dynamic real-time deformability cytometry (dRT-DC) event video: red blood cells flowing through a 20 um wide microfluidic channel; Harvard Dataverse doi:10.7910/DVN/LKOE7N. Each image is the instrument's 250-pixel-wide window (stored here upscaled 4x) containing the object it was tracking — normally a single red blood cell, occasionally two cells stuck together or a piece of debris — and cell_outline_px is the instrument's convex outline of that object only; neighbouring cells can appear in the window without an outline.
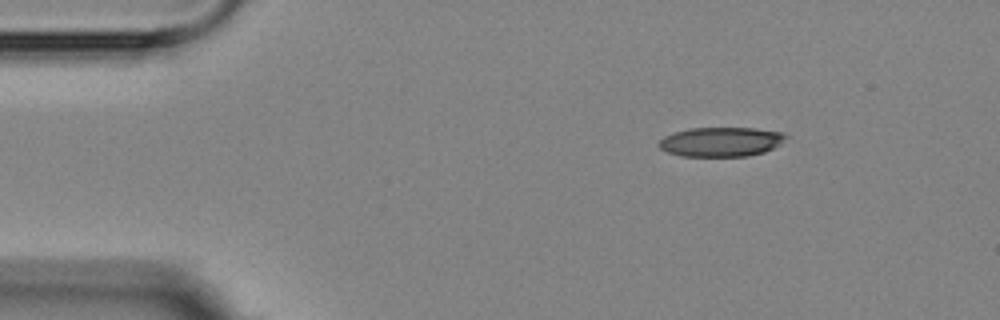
{"species": "Egyptian fruit bat (a non-hibernating species)", "species_latin": "Rousettus aegyptiacus", "temperature_condition": "room temperature", "stored_images_in_passage": 3, "camera_frame_rate_fps": 3000, "um_per_image_px": 0.085, "animal": {"sex": "female"}, "frame": {"image": 1, "passage_image": 1, "time_ms": 0.0, "image_size_px": [1000, 320], "cell_outline_px": [[788, 136], [780, 144], [764, 152], [748, 156], [680, 156], [668, 152], [660, 148], [656, 144], [664, 136], [676, 132], [692, 128], [756, 128], [784, 132]], "centroid_in_image_um": [61.3, 12.05], "position_along_channel_um": 23.7, "area_um2": 21.79}}